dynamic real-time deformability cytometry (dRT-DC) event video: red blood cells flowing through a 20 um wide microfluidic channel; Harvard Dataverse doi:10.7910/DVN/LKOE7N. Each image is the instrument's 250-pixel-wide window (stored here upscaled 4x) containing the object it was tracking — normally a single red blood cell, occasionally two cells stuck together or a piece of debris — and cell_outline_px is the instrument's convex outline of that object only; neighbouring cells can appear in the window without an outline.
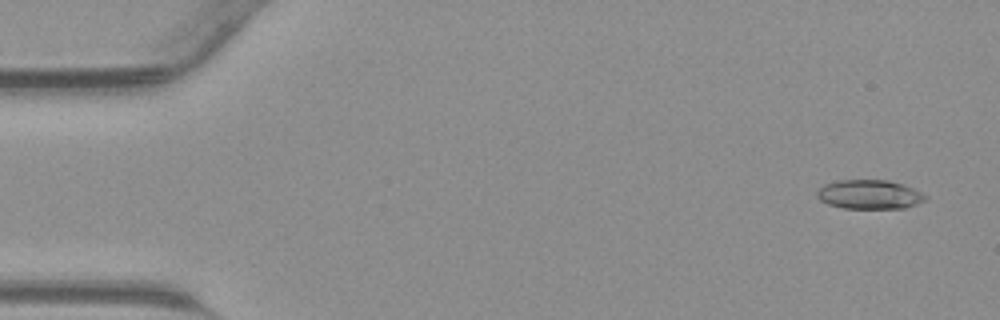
{"species": "common noctule bat (a hibernating species)", "species_latin": "Nyctalus noctula", "temperature_condition": "warm", "stored_images_in_passage": 15, "camera_frame_rate_fps": 3000, "um_per_image_px": 0.085, "animal": {"sex": "male", "body_mass_g": 23.1, "forearm_length_mm": 52.7}, "frame": {"image": 1, "passage_image": 3, "time_ms": 0.667, "image_size_px": [1000, 320], "cell_outline_px": [[928, 196], [924, 200], [916, 204], [904, 208], [844, 208], [828, 204], [820, 200], [816, 196], [816, 192], [824, 184], [836, 180], [888, 180], [904, 184]], "centroid_in_image_um": [73.88, 16.52], "position_along_channel_um": 11.1, "area_um2": 18.38}}
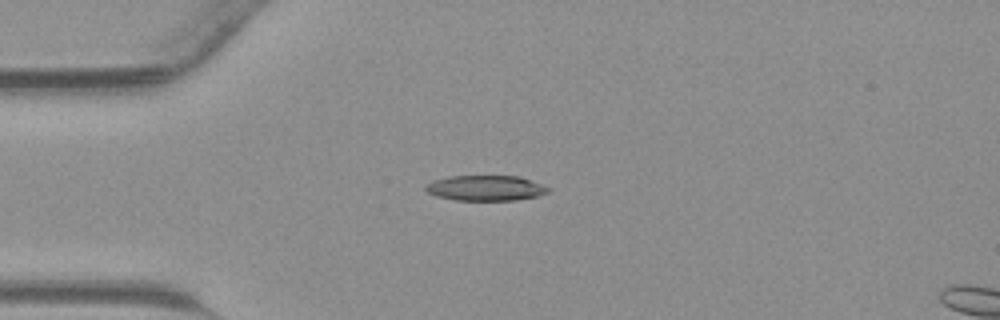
{"frame": {"image": 2, "passage_image": 12, "time_ms": 3.667, "image_size_px": [1000, 320], "cell_outline_px": [[552, 188], [548, 192], [536, 196], [516, 200], [456, 200], [436, 196], [428, 192], [424, 188], [424, 184], [432, 180], [448, 176], [520, 176]], "centroid_in_image_um": [41.25, 15.97], "position_along_channel_um": 43.7, "area_um2": 18.21}}